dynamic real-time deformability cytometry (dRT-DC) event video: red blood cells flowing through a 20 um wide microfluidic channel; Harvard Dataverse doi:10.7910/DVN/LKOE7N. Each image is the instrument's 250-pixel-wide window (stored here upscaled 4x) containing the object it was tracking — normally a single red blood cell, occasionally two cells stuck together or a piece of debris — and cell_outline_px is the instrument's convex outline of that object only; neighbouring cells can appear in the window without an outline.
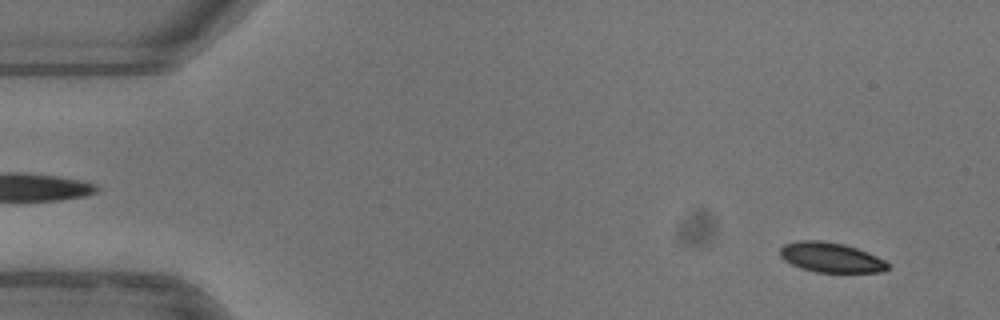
{"species": "common noctule bat (a hibernating species)", "species_latin": "Nyctalus noctula", "temperature_condition": "warm", "stored_images_in_passage": 51, "camera_frame_rate_fps": 3000, "um_per_image_px": 0.085, "animal": {"sex": "female"}, "frame": {"image": 1, "passage_image": 3, "time_ms": 0.667, "image_size_px": [1000, 320], "cell_outline_px": [[888, 268], [880, 272], [816, 272], [800, 268], [784, 260], [780, 256], [780, 248], [784, 244], [800, 240], [820, 240], [844, 244], [868, 252], [884, 260], [888, 264]], "centroid_in_image_um": [70.6, 21.87], "position_along_channel_um": 14.4, "area_um2": 18.67}}
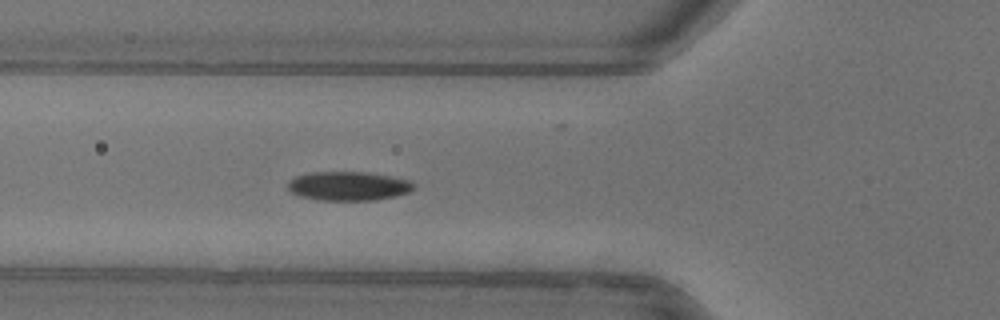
{"frame": {"image": 2, "passage_image": 18, "time_ms": 5.667, "image_size_px": [1000, 320], "cell_outline_px": [[412, 188], [408, 192], [396, 196], [376, 200], [316, 200], [300, 196], [292, 192], [288, 188], [288, 184], [296, 176], [308, 172], [364, 172], [388, 176], [408, 180], [412, 184]], "centroid_in_image_um": [29.57, 15.82], "position_along_channel_um": 96.2, "area_um2": 20.98}}
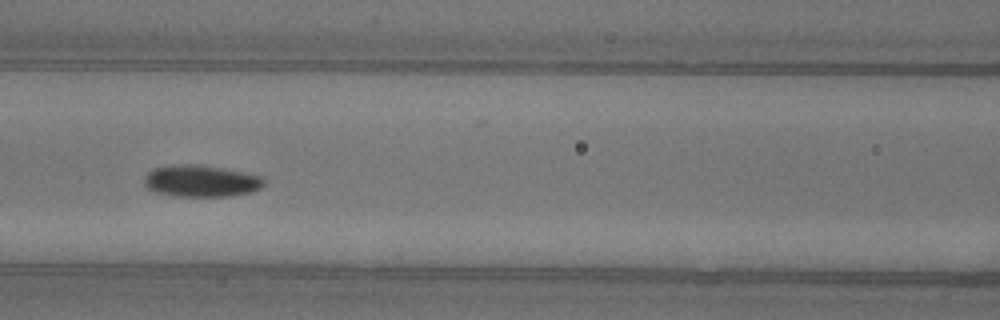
{"frame": {"image": 3, "passage_image": 22, "time_ms": 7.0, "image_size_px": [1000, 320], "cell_outline_px": [[264, 184], [260, 188], [248, 192], [232, 196], [176, 196], [156, 192], [148, 188], [144, 184], [144, 176], [148, 172], [156, 168], [180, 164], [192, 164], [224, 168], [264, 176]], "centroid_in_image_um": [17.11, 15.38], "position_along_channel_um": 149.5, "area_um2": 22.02}, "authors_computed_cell_mechanics": {"area_um2": 20.3456, "velocity_mm_per_s": 3.9564, "shape_relaxation_time_tau1_ms": 2.8371, "shape_relaxation_time_tau2_ms": null, "deformation_change_tau1": 0.0998, "deformation_change_tau2": null}}